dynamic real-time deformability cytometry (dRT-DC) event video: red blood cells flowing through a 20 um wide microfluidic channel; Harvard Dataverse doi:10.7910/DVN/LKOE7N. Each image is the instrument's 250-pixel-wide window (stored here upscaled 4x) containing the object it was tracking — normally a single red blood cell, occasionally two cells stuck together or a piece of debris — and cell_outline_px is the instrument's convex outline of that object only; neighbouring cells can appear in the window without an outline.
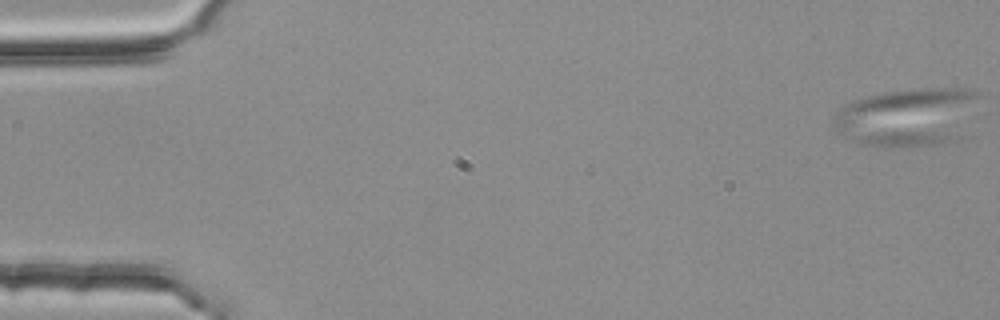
{"species": "common noctule bat (a hibernating species)", "species_latin": "Nyctalus noctula", "temperature_condition": "room temperature", "stored_images_in_passage": 11, "camera_frame_rate_fps": 3000, "um_per_image_px": 0.085, "animal": {"sex": "female", "body_mass_g": 25.1}, "frame": {"image": 1, "passage_image": 2, "time_ms": 0.333, "image_size_px": [1000, 320], "cell_outline_px": [[980, 96], [964, 136], [960, 140], [932, 144], [888, 148], [864, 144], [852, 140], [836, 132], [832, 124], [832, 120], [836, 112], [840, 108], [852, 100], [884, 92], [924, 88], [956, 88], [976, 92]], "centroid_in_image_um": [77.14, 9.96], "position_along_channel_um": 7.9, "area_um2": 49.77}}